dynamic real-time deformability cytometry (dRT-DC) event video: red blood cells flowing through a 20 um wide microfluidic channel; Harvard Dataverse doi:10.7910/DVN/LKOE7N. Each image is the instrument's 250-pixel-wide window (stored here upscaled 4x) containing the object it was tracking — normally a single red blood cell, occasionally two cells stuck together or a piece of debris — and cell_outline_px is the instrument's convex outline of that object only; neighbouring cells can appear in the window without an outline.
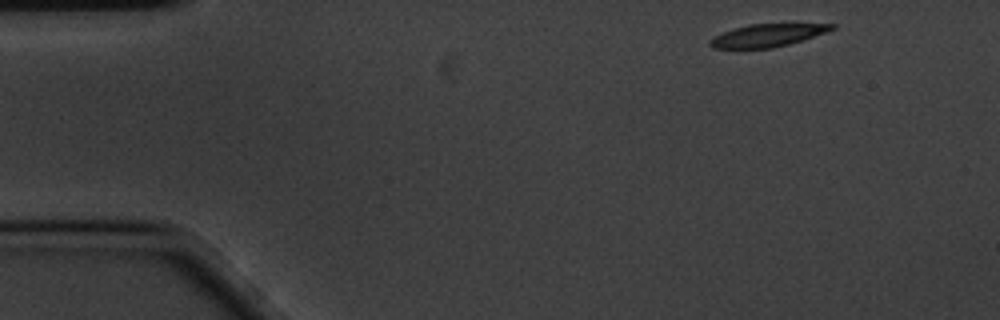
{"species": "common noctule bat (a hibernating species)", "species_latin": "Nyctalus noctula", "temperature_condition": "cold", "stored_images_in_passage": 53, "camera_frame_rate_fps": 3000, "um_per_image_px": 0.085, "animal": {"sex": "male", "body_mass_g": 20.1, "forearm_length_mm": 53.5}, "frame": {"image": 1, "passage_image": 1, "time_ms": 0.0, "image_size_px": [1000, 320], "cell_outline_px": [[836, 28], [788, 44], [772, 48], [712, 48], [708, 44], [708, 40], [732, 28], [748, 24], [836, 24]], "centroid_in_image_um": [65.16, 3.0], "position_along_channel_um": 19.8, "area_um2": 15.78}}
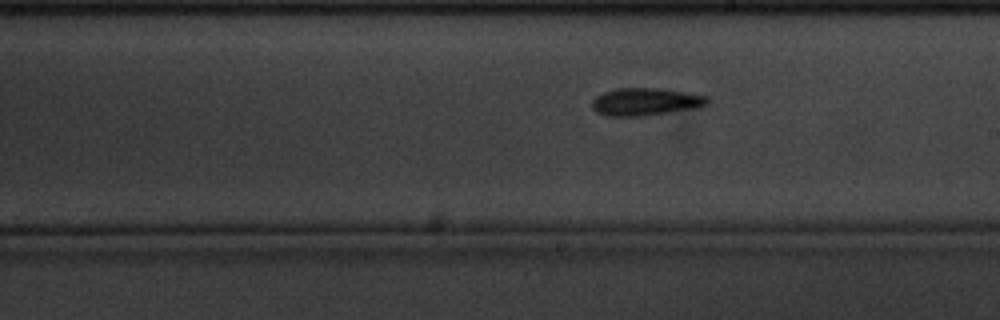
{"frame": {"image": 2, "passage_image": 27, "time_ms": 8.667, "image_size_px": [1000, 320], "cell_outline_px": [[708, 104], [696, 108], [640, 116], [604, 116], [596, 112], [592, 108], [592, 100], [596, 96], [604, 92], [616, 88], [660, 88], [708, 96]], "centroid_in_image_um": [54.83, 8.65], "position_along_channel_um": 234.2, "area_um2": 18.5}}
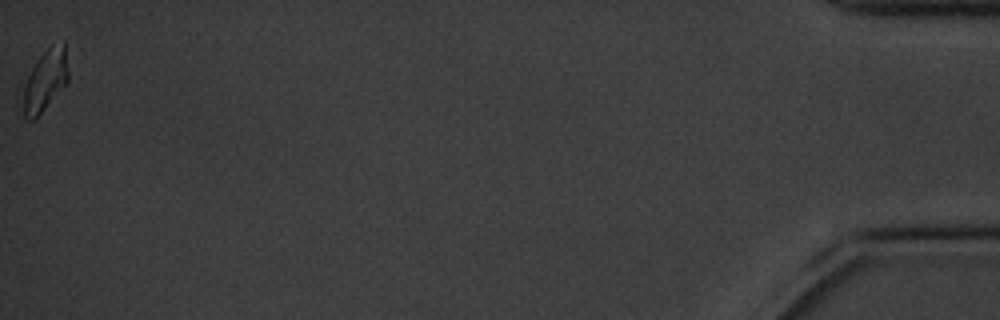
{"frame": {"image": 3, "passage_image": 53, "time_ms": 17.333, "image_size_px": [1000, 320], "cell_outline_px": [[68, 80], [36, 120], [28, 120], [24, 116], [16, 100], [36, 60], [52, 44], [64, 40], [68, 72]], "centroid_in_image_um": [3.74, 6.92], "position_along_channel_um": 431.5, "area_um2": 16.88}, "authors_computed_cell_mechanics": {"area_um2": 17.3978, "velocity_mm_per_s": 3.4089, "shape_relaxation_time_tau1_ms": 3.1076, "shape_relaxation_time_tau2_ms": 10.5916, "deformation_change_tau1": 0.1455, "deformation_change_tau2": 0.1939}}